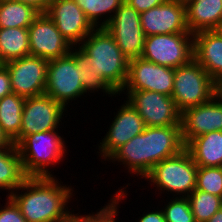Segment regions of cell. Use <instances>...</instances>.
<instances>
[{
  "label": "cell",
  "instance_id": "6da1fadb",
  "mask_svg": "<svg viewBox=\"0 0 222 222\" xmlns=\"http://www.w3.org/2000/svg\"><path fill=\"white\" fill-rule=\"evenodd\" d=\"M58 179L55 175L27 177L9 195L26 222H80L83 214H74V209L72 211L67 206L74 197V188Z\"/></svg>",
  "mask_w": 222,
  "mask_h": 222
},
{
  "label": "cell",
  "instance_id": "7a4b0ae2",
  "mask_svg": "<svg viewBox=\"0 0 222 222\" xmlns=\"http://www.w3.org/2000/svg\"><path fill=\"white\" fill-rule=\"evenodd\" d=\"M183 149L181 125L146 127L118 148L107 161L118 162L124 165L127 173L143 179L157 163L179 154Z\"/></svg>",
  "mask_w": 222,
  "mask_h": 222
},
{
  "label": "cell",
  "instance_id": "3957f363",
  "mask_svg": "<svg viewBox=\"0 0 222 222\" xmlns=\"http://www.w3.org/2000/svg\"><path fill=\"white\" fill-rule=\"evenodd\" d=\"M93 69L119 94L124 88L129 59L121 52L114 38L104 28H95L76 46Z\"/></svg>",
  "mask_w": 222,
  "mask_h": 222
},
{
  "label": "cell",
  "instance_id": "277c9868",
  "mask_svg": "<svg viewBox=\"0 0 222 222\" xmlns=\"http://www.w3.org/2000/svg\"><path fill=\"white\" fill-rule=\"evenodd\" d=\"M58 130L25 136L16 145L27 177H53L50 167L53 169L54 165L62 162L67 153L64 137L59 135Z\"/></svg>",
  "mask_w": 222,
  "mask_h": 222
},
{
  "label": "cell",
  "instance_id": "5b68a950",
  "mask_svg": "<svg viewBox=\"0 0 222 222\" xmlns=\"http://www.w3.org/2000/svg\"><path fill=\"white\" fill-rule=\"evenodd\" d=\"M197 169L185 148L179 154L157 163L143 179L157 187L158 194L170 192L173 197H188L196 187Z\"/></svg>",
  "mask_w": 222,
  "mask_h": 222
},
{
  "label": "cell",
  "instance_id": "8992f818",
  "mask_svg": "<svg viewBox=\"0 0 222 222\" xmlns=\"http://www.w3.org/2000/svg\"><path fill=\"white\" fill-rule=\"evenodd\" d=\"M217 93L218 84L194 58L174 69L171 97L181 112L210 101Z\"/></svg>",
  "mask_w": 222,
  "mask_h": 222
},
{
  "label": "cell",
  "instance_id": "52a82bcc",
  "mask_svg": "<svg viewBox=\"0 0 222 222\" xmlns=\"http://www.w3.org/2000/svg\"><path fill=\"white\" fill-rule=\"evenodd\" d=\"M81 67L74 57L68 53L66 56L48 61L47 82L45 94L61 103L66 109L81 96L86 97L81 82ZM71 101V102H70Z\"/></svg>",
  "mask_w": 222,
  "mask_h": 222
},
{
  "label": "cell",
  "instance_id": "ba28073f",
  "mask_svg": "<svg viewBox=\"0 0 222 222\" xmlns=\"http://www.w3.org/2000/svg\"><path fill=\"white\" fill-rule=\"evenodd\" d=\"M141 57L161 66L176 69L193 59V34H158L145 37Z\"/></svg>",
  "mask_w": 222,
  "mask_h": 222
},
{
  "label": "cell",
  "instance_id": "9c48e42d",
  "mask_svg": "<svg viewBox=\"0 0 222 222\" xmlns=\"http://www.w3.org/2000/svg\"><path fill=\"white\" fill-rule=\"evenodd\" d=\"M126 91V92H125ZM143 118L146 127H166L181 124V111L171 96L148 90H122L120 94Z\"/></svg>",
  "mask_w": 222,
  "mask_h": 222
},
{
  "label": "cell",
  "instance_id": "30bf717a",
  "mask_svg": "<svg viewBox=\"0 0 222 222\" xmlns=\"http://www.w3.org/2000/svg\"><path fill=\"white\" fill-rule=\"evenodd\" d=\"M104 28L129 60L141 57L146 36L140 13L133 7L124 2Z\"/></svg>",
  "mask_w": 222,
  "mask_h": 222
},
{
  "label": "cell",
  "instance_id": "8fae6325",
  "mask_svg": "<svg viewBox=\"0 0 222 222\" xmlns=\"http://www.w3.org/2000/svg\"><path fill=\"white\" fill-rule=\"evenodd\" d=\"M66 111L68 109L47 94L25 98L20 141L34 133L61 128Z\"/></svg>",
  "mask_w": 222,
  "mask_h": 222
},
{
  "label": "cell",
  "instance_id": "7c38bea8",
  "mask_svg": "<svg viewBox=\"0 0 222 222\" xmlns=\"http://www.w3.org/2000/svg\"><path fill=\"white\" fill-rule=\"evenodd\" d=\"M11 78L12 93L24 98L45 94L48 60L24 56L3 64Z\"/></svg>",
  "mask_w": 222,
  "mask_h": 222
},
{
  "label": "cell",
  "instance_id": "4fadbf2b",
  "mask_svg": "<svg viewBox=\"0 0 222 222\" xmlns=\"http://www.w3.org/2000/svg\"><path fill=\"white\" fill-rule=\"evenodd\" d=\"M113 119L102 141L97 144V153L102 161H106L118 148L146 128L143 118L127 100L120 105Z\"/></svg>",
  "mask_w": 222,
  "mask_h": 222
},
{
  "label": "cell",
  "instance_id": "5bb4252c",
  "mask_svg": "<svg viewBox=\"0 0 222 222\" xmlns=\"http://www.w3.org/2000/svg\"><path fill=\"white\" fill-rule=\"evenodd\" d=\"M174 69L142 57L129 60L128 77L122 90H148L172 95Z\"/></svg>",
  "mask_w": 222,
  "mask_h": 222
},
{
  "label": "cell",
  "instance_id": "9a60e30c",
  "mask_svg": "<svg viewBox=\"0 0 222 222\" xmlns=\"http://www.w3.org/2000/svg\"><path fill=\"white\" fill-rule=\"evenodd\" d=\"M30 55L52 60L66 56L72 46L57 29L54 21L40 12L28 28Z\"/></svg>",
  "mask_w": 222,
  "mask_h": 222
},
{
  "label": "cell",
  "instance_id": "2e32d148",
  "mask_svg": "<svg viewBox=\"0 0 222 222\" xmlns=\"http://www.w3.org/2000/svg\"><path fill=\"white\" fill-rule=\"evenodd\" d=\"M45 12L72 47L95 29L75 0H51Z\"/></svg>",
  "mask_w": 222,
  "mask_h": 222
},
{
  "label": "cell",
  "instance_id": "e0dca14e",
  "mask_svg": "<svg viewBox=\"0 0 222 222\" xmlns=\"http://www.w3.org/2000/svg\"><path fill=\"white\" fill-rule=\"evenodd\" d=\"M180 125L185 146L199 135L222 131V97L217 93L210 101L183 110Z\"/></svg>",
  "mask_w": 222,
  "mask_h": 222
},
{
  "label": "cell",
  "instance_id": "ac0fdd59",
  "mask_svg": "<svg viewBox=\"0 0 222 222\" xmlns=\"http://www.w3.org/2000/svg\"><path fill=\"white\" fill-rule=\"evenodd\" d=\"M146 37L158 34L190 33L186 23V6L177 0H165L159 6L140 13Z\"/></svg>",
  "mask_w": 222,
  "mask_h": 222
},
{
  "label": "cell",
  "instance_id": "d6986e66",
  "mask_svg": "<svg viewBox=\"0 0 222 222\" xmlns=\"http://www.w3.org/2000/svg\"><path fill=\"white\" fill-rule=\"evenodd\" d=\"M193 58L219 85L222 82V32L207 30L193 34Z\"/></svg>",
  "mask_w": 222,
  "mask_h": 222
},
{
  "label": "cell",
  "instance_id": "ffe728a7",
  "mask_svg": "<svg viewBox=\"0 0 222 222\" xmlns=\"http://www.w3.org/2000/svg\"><path fill=\"white\" fill-rule=\"evenodd\" d=\"M185 6L190 33L219 30L222 27V0H190Z\"/></svg>",
  "mask_w": 222,
  "mask_h": 222
},
{
  "label": "cell",
  "instance_id": "44dd1931",
  "mask_svg": "<svg viewBox=\"0 0 222 222\" xmlns=\"http://www.w3.org/2000/svg\"><path fill=\"white\" fill-rule=\"evenodd\" d=\"M185 148L200 167H222V131H212L193 138Z\"/></svg>",
  "mask_w": 222,
  "mask_h": 222
},
{
  "label": "cell",
  "instance_id": "7402d4cb",
  "mask_svg": "<svg viewBox=\"0 0 222 222\" xmlns=\"http://www.w3.org/2000/svg\"><path fill=\"white\" fill-rule=\"evenodd\" d=\"M27 178L17 146L12 142L0 149V189L6 190V197L22 185Z\"/></svg>",
  "mask_w": 222,
  "mask_h": 222
},
{
  "label": "cell",
  "instance_id": "603a6c76",
  "mask_svg": "<svg viewBox=\"0 0 222 222\" xmlns=\"http://www.w3.org/2000/svg\"><path fill=\"white\" fill-rule=\"evenodd\" d=\"M24 101L23 96L15 93L0 99V128L15 145L20 142Z\"/></svg>",
  "mask_w": 222,
  "mask_h": 222
},
{
  "label": "cell",
  "instance_id": "cb8c5ba5",
  "mask_svg": "<svg viewBox=\"0 0 222 222\" xmlns=\"http://www.w3.org/2000/svg\"><path fill=\"white\" fill-rule=\"evenodd\" d=\"M30 55L28 28H0V64Z\"/></svg>",
  "mask_w": 222,
  "mask_h": 222
},
{
  "label": "cell",
  "instance_id": "d4e9b609",
  "mask_svg": "<svg viewBox=\"0 0 222 222\" xmlns=\"http://www.w3.org/2000/svg\"><path fill=\"white\" fill-rule=\"evenodd\" d=\"M40 12L32 5L15 0L0 2V28H29Z\"/></svg>",
  "mask_w": 222,
  "mask_h": 222
},
{
  "label": "cell",
  "instance_id": "484cf974",
  "mask_svg": "<svg viewBox=\"0 0 222 222\" xmlns=\"http://www.w3.org/2000/svg\"><path fill=\"white\" fill-rule=\"evenodd\" d=\"M69 53L74 57L77 65L81 67V82L86 95L89 92L91 94L100 90V92H103V97L104 95H108V97L119 96L106 80L93 69L92 64H90L86 56L77 47H72Z\"/></svg>",
  "mask_w": 222,
  "mask_h": 222
},
{
  "label": "cell",
  "instance_id": "4316f807",
  "mask_svg": "<svg viewBox=\"0 0 222 222\" xmlns=\"http://www.w3.org/2000/svg\"><path fill=\"white\" fill-rule=\"evenodd\" d=\"M95 28L104 27L125 0H75Z\"/></svg>",
  "mask_w": 222,
  "mask_h": 222
},
{
  "label": "cell",
  "instance_id": "83f0119b",
  "mask_svg": "<svg viewBox=\"0 0 222 222\" xmlns=\"http://www.w3.org/2000/svg\"><path fill=\"white\" fill-rule=\"evenodd\" d=\"M196 222H207L221 207L222 197L194 189L187 197Z\"/></svg>",
  "mask_w": 222,
  "mask_h": 222
},
{
  "label": "cell",
  "instance_id": "f1b7e54d",
  "mask_svg": "<svg viewBox=\"0 0 222 222\" xmlns=\"http://www.w3.org/2000/svg\"><path fill=\"white\" fill-rule=\"evenodd\" d=\"M128 185L130 186L128 183L125 188L124 186L121 187V189L118 188L117 192L112 195L107 204L101 207L99 211L96 210V213L91 211L92 214L87 213V215H83L80 222H116V216H118L120 213L118 211L120 205L119 202H122L121 200L126 199L128 195L126 188Z\"/></svg>",
  "mask_w": 222,
  "mask_h": 222
},
{
  "label": "cell",
  "instance_id": "f546056e",
  "mask_svg": "<svg viewBox=\"0 0 222 222\" xmlns=\"http://www.w3.org/2000/svg\"><path fill=\"white\" fill-rule=\"evenodd\" d=\"M195 189L222 197V167L198 166Z\"/></svg>",
  "mask_w": 222,
  "mask_h": 222
},
{
  "label": "cell",
  "instance_id": "4dcf8cb0",
  "mask_svg": "<svg viewBox=\"0 0 222 222\" xmlns=\"http://www.w3.org/2000/svg\"><path fill=\"white\" fill-rule=\"evenodd\" d=\"M162 209L166 222H196L187 197H170Z\"/></svg>",
  "mask_w": 222,
  "mask_h": 222
},
{
  "label": "cell",
  "instance_id": "1f68e13d",
  "mask_svg": "<svg viewBox=\"0 0 222 222\" xmlns=\"http://www.w3.org/2000/svg\"><path fill=\"white\" fill-rule=\"evenodd\" d=\"M5 205L0 207V222H26L15 202L7 197Z\"/></svg>",
  "mask_w": 222,
  "mask_h": 222
},
{
  "label": "cell",
  "instance_id": "d6a6232c",
  "mask_svg": "<svg viewBox=\"0 0 222 222\" xmlns=\"http://www.w3.org/2000/svg\"><path fill=\"white\" fill-rule=\"evenodd\" d=\"M12 93L11 78L7 68L0 64V99Z\"/></svg>",
  "mask_w": 222,
  "mask_h": 222
},
{
  "label": "cell",
  "instance_id": "836d02e7",
  "mask_svg": "<svg viewBox=\"0 0 222 222\" xmlns=\"http://www.w3.org/2000/svg\"><path fill=\"white\" fill-rule=\"evenodd\" d=\"M165 0H125L127 4L133 7L137 12L141 13L153 7L159 6Z\"/></svg>",
  "mask_w": 222,
  "mask_h": 222
},
{
  "label": "cell",
  "instance_id": "e575fe53",
  "mask_svg": "<svg viewBox=\"0 0 222 222\" xmlns=\"http://www.w3.org/2000/svg\"><path fill=\"white\" fill-rule=\"evenodd\" d=\"M153 210L150 212L147 210L145 214L143 213L138 222H166L162 209Z\"/></svg>",
  "mask_w": 222,
  "mask_h": 222
},
{
  "label": "cell",
  "instance_id": "d590c367",
  "mask_svg": "<svg viewBox=\"0 0 222 222\" xmlns=\"http://www.w3.org/2000/svg\"><path fill=\"white\" fill-rule=\"evenodd\" d=\"M25 4L32 5L39 12H45L51 0H15Z\"/></svg>",
  "mask_w": 222,
  "mask_h": 222
},
{
  "label": "cell",
  "instance_id": "8d00e7d4",
  "mask_svg": "<svg viewBox=\"0 0 222 222\" xmlns=\"http://www.w3.org/2000/svg\"><path fill=\"white\" fill-rule=\"evenodd\" d=\"M12 142L8 139V137L3 133L0 128V149L4 147H8Z\"/></svg>",
  "mask_w": 222,
  "mask_h": 222
},
{
  "label": "cell",
  "instance_id": "74e56055",
  "mask_svg": "<svg viewBox=\"0 0 222 222\" xmlns=\"http://www.w3.org/2000/svg\"><path fill=\"white\" fill-rule=\"evenodd\" d=\"M207 222H222V207Z\"/></svg>",
  "mask_w": 222,
  "mask_h": 222
},
{
  "label": "cell",
  "instance_id": "f35d334b",
  "mask_svg": "<svg viewBox=\"0 0 222 222\" xmlns=\"http://www.w3.org/2000/svg\"><path fill=\"white\" fill-rule=\"evenodd\" d=\"M218 93L222 97V82L218 85Z\"/></svg>",
  "mask_w": 222,
  "mask_h": 222
},
{
  "label": "cell",
  "instance_id": "ab89813d",
  "mask_svg": "<svg viewBox=\"0 0 222 222\" xmlns=\"http://www.w3.org/2000/svg\"><path fill=\"white\" fill-rule=\"evenodd\" d=\"M177 1L186 4V3H187L188 1H190V0H177Z\"/></svg>",
  "mask_w": 222,
  "mask_h": 222
}]
</instances>
